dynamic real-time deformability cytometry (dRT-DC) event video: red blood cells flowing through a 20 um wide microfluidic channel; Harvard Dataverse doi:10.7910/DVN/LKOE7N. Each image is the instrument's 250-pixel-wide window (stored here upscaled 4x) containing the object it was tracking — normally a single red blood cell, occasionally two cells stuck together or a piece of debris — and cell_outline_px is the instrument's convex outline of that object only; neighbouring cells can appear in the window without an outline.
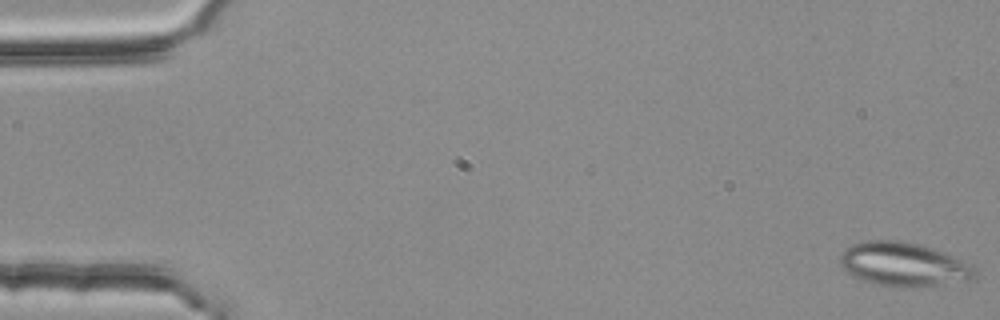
{"species": "common noctule bat (a hibernating species)", "species_latin": "Nyctalus noctula", "temperature_condition": "room temperature", "stored_images_in_passage": 3, "camera_frame_rate_fps": 3000, "um_per_image_px": 0.085, "animal": {"sex": "female", "body_mass_g": 25.1}, "frame": {"image": 1, "passage_image": 3, "time_ms": 0.667, "image_size_px": [1000, 320], "cell_outline_px": [[976, 276], [968, 280], [924, 288], [896, 288], [876, 284], [852, 276], [840, 264], [840, 252], [844, 248], [860, 240], [904, 240], [932, 248], [944, 252], [972, 264], [976, 268]], "centroid_in_image_um": [76.81, 22.48], "position_along_channel_um": 8.2, "area_um2": 35.26}}